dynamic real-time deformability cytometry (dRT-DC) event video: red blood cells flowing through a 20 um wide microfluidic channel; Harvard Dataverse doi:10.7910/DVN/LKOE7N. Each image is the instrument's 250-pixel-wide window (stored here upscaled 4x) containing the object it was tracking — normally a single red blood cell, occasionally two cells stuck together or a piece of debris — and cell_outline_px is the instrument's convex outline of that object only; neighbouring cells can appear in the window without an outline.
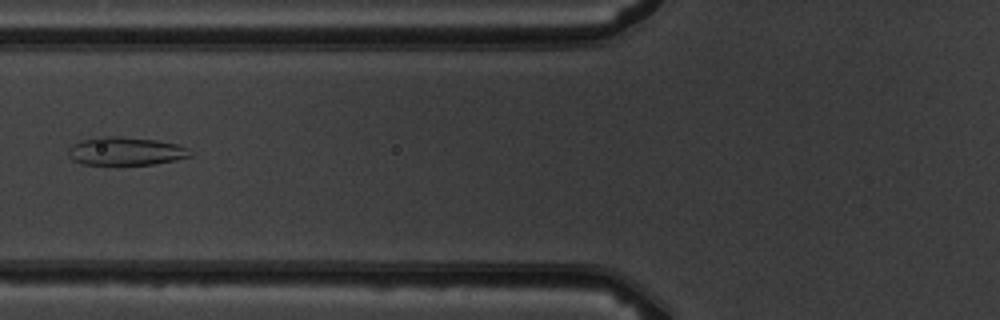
{"species": "common noctule bat (a hibernating species)", "species_latin": "Nyctalus noctula", "temperature_condition": "warm", "stored_images_in_passage": 7, "camera_frame_rate_fps": 3000, "um_per_image_px": 0.085, "animal": {"sex": "male", "body_mass_g": 19.5, "forearm_length_mm": 54.6}, "frame": {"image": 1, "passage_image": 7, "time_ms": 6.667, "image_size_px": [1000, 320], "cell_outline_px": [[192, 156], [176, 160], [152, 164], [84, 164], [72, 160], [68, 152], [68, 148], [72, 144], [80, 140], [100, 136], [120, 136], [156, 140], [176, 144], [188, 148], [192, 152]], "centroid_in_image_um": [10.68, 12.84], "position_along_channel_um": 115.1, "area_um2": 20.06}}